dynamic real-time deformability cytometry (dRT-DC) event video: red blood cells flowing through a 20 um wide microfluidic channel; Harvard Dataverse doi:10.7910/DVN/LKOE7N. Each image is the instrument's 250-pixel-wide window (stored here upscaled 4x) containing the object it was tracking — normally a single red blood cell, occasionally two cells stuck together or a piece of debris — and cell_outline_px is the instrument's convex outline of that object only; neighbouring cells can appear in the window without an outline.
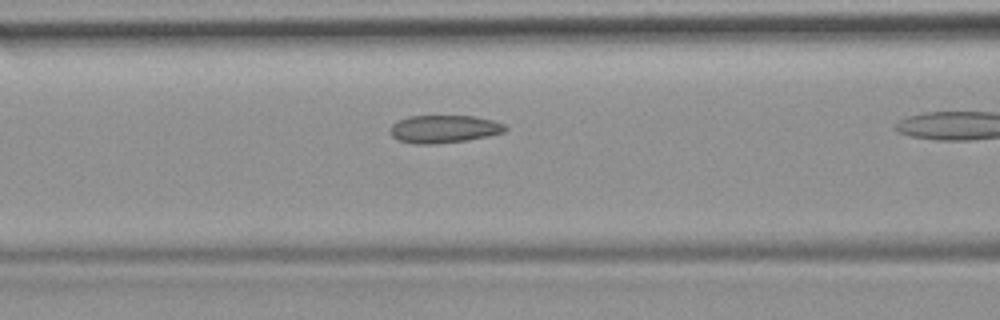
{"species": "common noctule bat (a hibernating species)", "species_latin": "Nyctalus noctula", "temperature_condition": "room temperature", "stored_images_in_passage": 29, "camera_frame_rate_fps": 3000, "um_per_image_px": 0.085, "animal": {"sex": "female", "body_mass_g": 19.9}, "frame": {"image": 1, "passage_image": 9, "time_ms": 2.667, "image_size_px": [1000, 320], "cell_outline_px": [[508, 128], [504, 132], [488, 136], [468, 140], [432, 144], [416, 144], [400, 140], [392, 136], [388, 132], [388, 128], [392, 124], [408, 116], [472, 116], [492, 120], [504, 124]], "centroid_in_image_um": [37.72, 10.96], "position_along_channel_um": 128.9, "area_um2": 18.61}}